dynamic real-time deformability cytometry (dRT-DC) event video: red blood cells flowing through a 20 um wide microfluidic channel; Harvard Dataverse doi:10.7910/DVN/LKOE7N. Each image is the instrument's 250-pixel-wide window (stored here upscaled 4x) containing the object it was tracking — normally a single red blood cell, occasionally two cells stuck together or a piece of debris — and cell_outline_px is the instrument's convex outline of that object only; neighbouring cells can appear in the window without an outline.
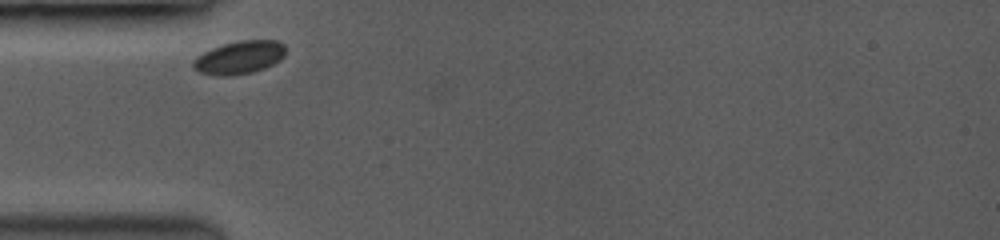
{"species": "common noctule bat (a hibernating species)", "species_latin": "Nyctalus noctula", "temperature_condition": "room temperature", "stored_images_in_passage": 19, "camera_frame_rate_fps": 3500, "um_per_image_px": 0.085, "animal": {"sex": "female", "body_mass_g": 19.0, "forearm_length_mm": 53.3}, "frame": {"image": 1, "passage_image": 1, "time_ms": 0.0, "image_size_px": [1000, 240], "cell_outline_px": [[284, 56], [280, 60], [264, 68], [252, 72], [228, 76], [220, 76], [200, 72], [192, 64], [192, 60], [196, 56], [212, 48], [224, 44], [240, 40], [276, 40], [284, 44]], "centroid_in_image_um": [20.34, 4.88], "position_along_channel_um": 64.7, "area_um2": 17.63}}
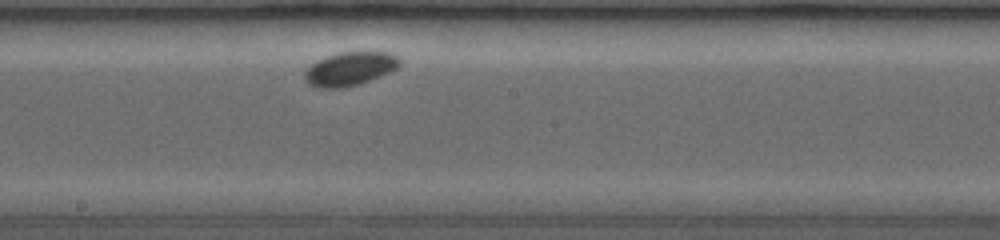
{"frame": {"image": 2, "passage_image": 8, "time_ms": 4.286, "image_size_px": [1000, 240], "cell_outline_px": [[400, 64], [396, 68], [380, 76], [360, 84], [340, 88], [324, 88], [308, 84], [304, 80], [304, 72], [316, 60], [340, 52], [388, 52], [400, 56]], "centroid_in_image_um": [29.74, 5.84], "position_along_channel_um": 218.5, "area_um2": 18.55}}
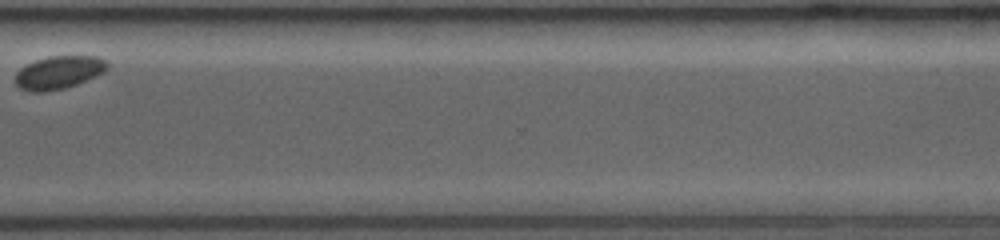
{"frame": {"image": 3, "passage_image": 17, "time_ms": 8.286, "image_size_px": [1000, 240], "cell_outline_px": [[108, 68], [104, 72], [76, 84], [64, 88], [44, 92], [36, 92], [20, 88], [16, 84], [16, 72], [20, 68], [36, 60], [48, 56], [100, 56], [108, 64]], "centroid_in_image_um": [5.0, 6.15], "position_along_channel_um": 365.6, "area_um2": 17.51}}